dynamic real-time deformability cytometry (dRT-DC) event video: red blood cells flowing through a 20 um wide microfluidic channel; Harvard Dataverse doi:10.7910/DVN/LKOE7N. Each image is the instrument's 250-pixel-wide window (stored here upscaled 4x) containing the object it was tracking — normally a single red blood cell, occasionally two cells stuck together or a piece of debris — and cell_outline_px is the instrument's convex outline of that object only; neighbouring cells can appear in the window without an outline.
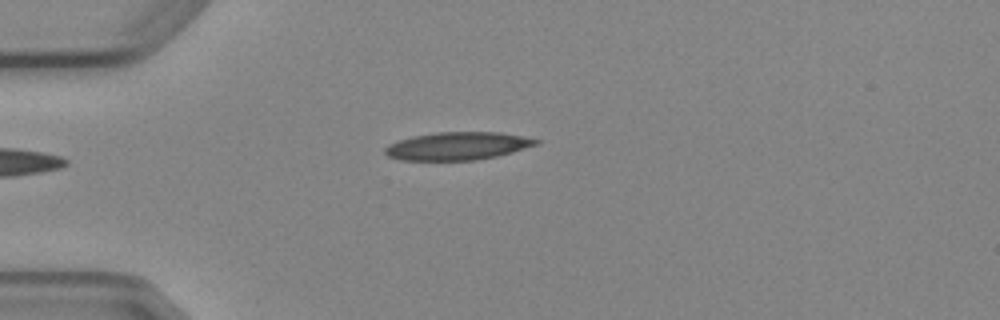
{"species": "Egyptian fruit bat (a non-hibernating species)", "species_latin": "Rousettus aegyptiacus", "temperature_condition": "cold", "stored_images_in_passage": 4, "camera_frame_rate_fps": 3000, "um_per_image_px": 0.085, "animal": {"sex": "female"}, "frame": {"image": 1, "passage_image": 4, "time_ms": 3.333, "image_size_px": [1000, 320], "cell_outline_px": [[540, 144], [512, 152], [496, 156], [476, 160], [400, 160], [388, 156], [384, 152], [384, 148], [388, 144], [412, 136], [436, 132], [500, 132], [540, 140]], "centroid_in_image_um": [38.88, 12.41], "position_along_channel_um": 46.1, "area_um2": 24.51}}